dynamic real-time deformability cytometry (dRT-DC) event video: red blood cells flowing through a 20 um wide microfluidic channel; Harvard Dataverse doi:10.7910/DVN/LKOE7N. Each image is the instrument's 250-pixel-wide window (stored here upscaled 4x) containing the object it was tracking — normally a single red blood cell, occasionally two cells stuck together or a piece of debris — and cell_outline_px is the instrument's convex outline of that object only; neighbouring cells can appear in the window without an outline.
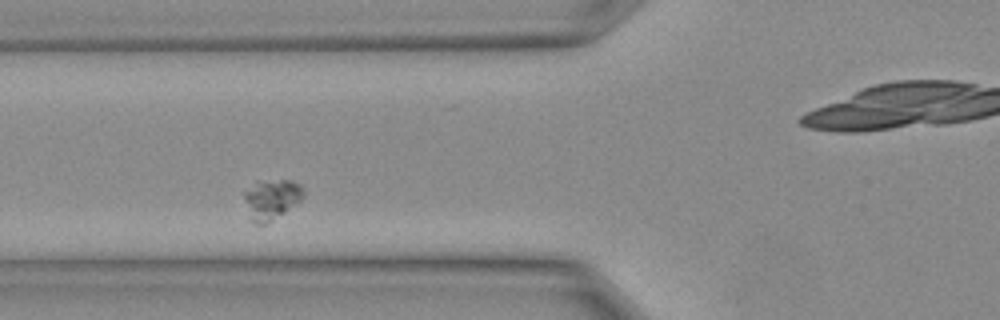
{"species": "Egyptian fruit bat (a non-hibernating species)", "species_latin": "Rousettus aegyptiacus", "temperature_condition": "warm", "stored_images_in_passage": 18, "camera_frame_rate_fps": 3000, "um_per_image_px": 0.085, "animal": {"sex": "female"}, "frame": {"image": 1, "passage_image": 3, "time_ms": 0.667, "image_size_px": [1000, 320], "cell_outline_px": [[304, 196], [300, 200], [268, 224], [256, 224], [252, 220], [244, 196], [244, 192], [260, 184], [280, 180], [292, 180], [300, 184], [304, 192]], "centroid_in_image_um": [23.14, 16.98], "position_along_channel_um": 102.7, "area_um2": 13.01}}
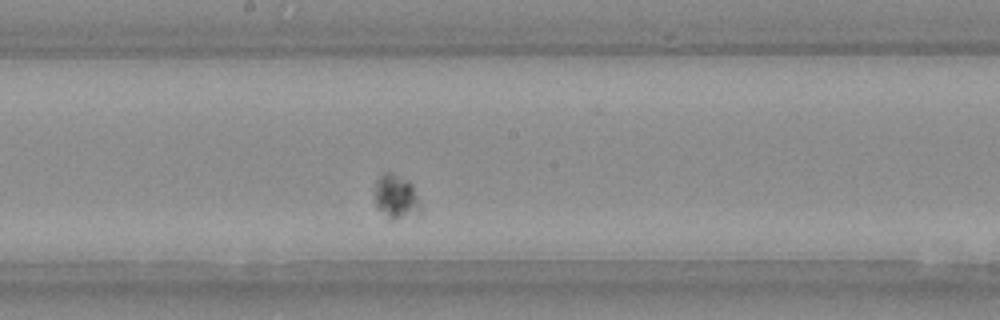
{"frame": {"image": 2, "passage_image": 8, "time_ms": 2.333, "image_size_px": [1000, 320], "cell_outline_px": [[420, 216], [392, 220], [388, 220], [376, 208], [376, 180], [384, 172], [388, 172], [408, 180], [412, 184], [420, 208]], "centroid_in_image_um": [33.67, 16.79], "position_along_channel_um": 214.5, "area_um2": 11.85}}